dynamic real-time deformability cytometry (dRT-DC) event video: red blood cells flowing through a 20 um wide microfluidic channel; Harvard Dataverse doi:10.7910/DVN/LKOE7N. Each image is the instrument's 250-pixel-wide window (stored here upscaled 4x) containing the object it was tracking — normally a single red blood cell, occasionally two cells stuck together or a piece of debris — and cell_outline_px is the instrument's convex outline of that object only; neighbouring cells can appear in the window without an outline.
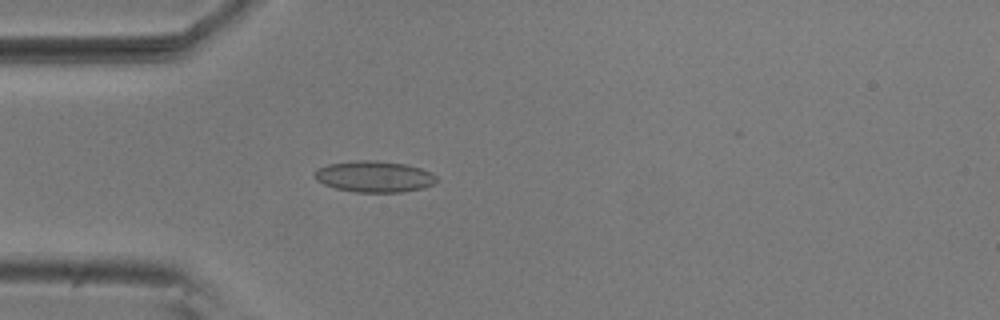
{"species": "common noctule bat (a hibernating species)", "species_latin": "Nyctalus noctula", "temperature_condition": "room temperature", "stored_images_in_passage": 40, "camera_frame_rate_fps": 3000, "um_per_image_px": 0.085, "animal": {"sex": "male", "body_mass_g": 20.5, "forearm_length_mm": 52.5}, "frame": {"image": 1, "passage_image": 1, "time_ms": 0.0, "image_size_px": [1000, 320], "cell_outline_px": [[440, 180], [424, 188], [400, 192], [356, 192], [336, 188], [324, 184], [316, 180], [316, 168], [328, 164], [356, 160], [376, 160], [404, 164], [420, 168], [432, 172]], "centroid_in_image_um": [31.84, 15.0], "position_along_channel_um": 53.2, "area_um2": 22.2}}
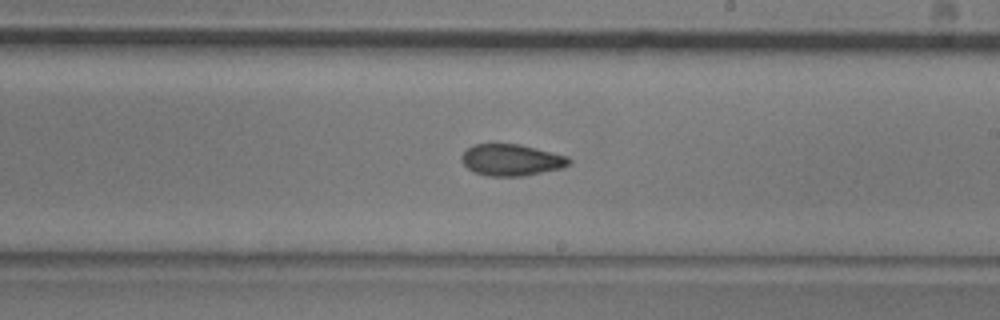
{"frame": {"image": 2, "passage_image": 17, "time_ms": 5.333, "image_size_px": [1000, 320], "cell_outline_px": [[572, 164], [564, 168], [524, 176], [488, 176], [476, 172], [468, 168], [460, 160], [460, 156], [468, 148], [476, 144], [520, 144], [568, 156], [572, 160]], "centroid_in_image_um": [43.52, 13.6], "position_along_channel_um": 245.5, "area_um2": 19.88}}
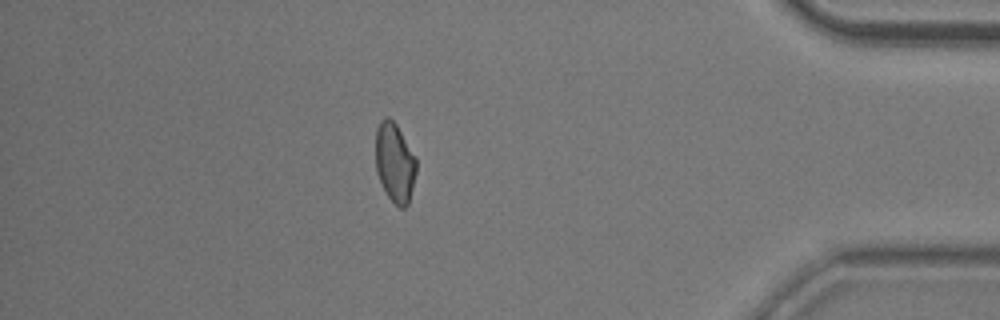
{"frame": {"image": 3, "passage_image": 33, "time_ms": 10.667, "image_size_px": [1000, 320], "cell_outline_px": [[416, 172], [408, 204], [404, 208], [400, 208], [388, 196], [376, 172], [376, 128], [380, 120], [384, 116], [388, 116], [396, 124], [416, 156]], "centroid_in_image_um": [33.55, 13.78], "position_along_channel_um": 401.6, "area_um2": 18.79}, "authors_computed_cell_mechanics": {"area_um2": 19.5942, "velocity_mm_per_s": 3.7122, "shape_relaxation_time_tau1_ms": null, "shape_relaxation_time_tau2_ms": 3.636, "deformation_change_tau1": null, "deformation_change_tau2": 0.0898}}